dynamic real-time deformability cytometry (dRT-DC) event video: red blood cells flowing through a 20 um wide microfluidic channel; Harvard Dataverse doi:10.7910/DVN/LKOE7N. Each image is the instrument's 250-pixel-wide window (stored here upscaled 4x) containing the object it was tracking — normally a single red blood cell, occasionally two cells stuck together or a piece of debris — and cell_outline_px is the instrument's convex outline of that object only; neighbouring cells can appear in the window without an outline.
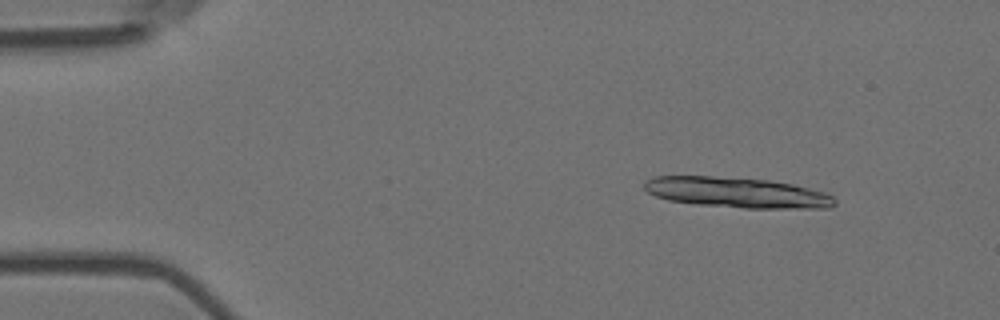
{"species": "Egyptian fruit bat (a non-hibernating species)", "species_latin": "Rousettus aegyptiacus", "temperature_condition": "room temperature", "stored_images_in_passage": 4, "camera_frame_rate_fps": 3000, "um_per_image_px": 0.085, "animal": {"sex": "female"}, "frame": {"image": 1, "passage_image": 2, "time_ms": 0.333, "image_size_px": [1000, 320], "cell_outline_px": [[836, 204], [832, 208], [744, 208], [696, 204], [668, 200], [656, 196], [648, 192], [644, 188], [644, 180], [656, 176], [712, 176], [768, 180], [792, 184], [828, 192], [836, 200]], "centroid_in_image_um": [62.67, 16.37], "position_along_channel_um": 22.3, "area_um2": 33.93}}